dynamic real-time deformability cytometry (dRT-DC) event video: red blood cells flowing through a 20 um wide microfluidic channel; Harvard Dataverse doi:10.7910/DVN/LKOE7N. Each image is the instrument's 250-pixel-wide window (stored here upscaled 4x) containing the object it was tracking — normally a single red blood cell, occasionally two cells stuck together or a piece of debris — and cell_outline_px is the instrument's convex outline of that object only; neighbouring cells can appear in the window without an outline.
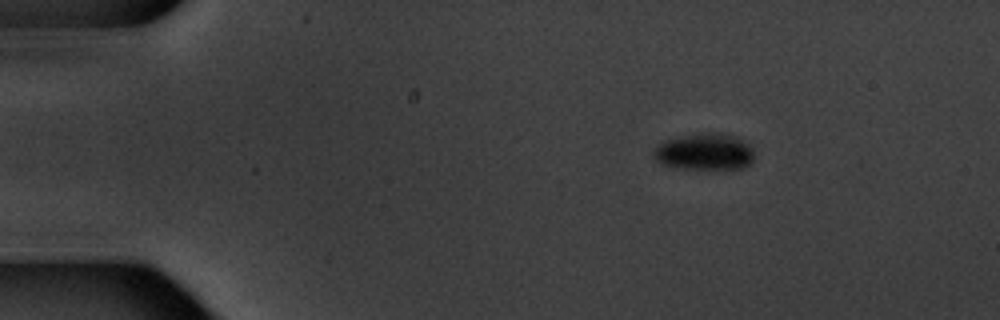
{"species": "common noctule bat (a hibernating species)", "species_latin": "Nyctalus noctula", "temperature_condition": "warm", "stored_images_in_passage": 9, "camera_frame_rate_fps": 3000, "um_per_image_px": 0.085, "animal": {"sex": "male", "body_mass_g": 20.1, "forearm_length_mm": 53.5}, "frame": {"image": 1, "passage_image": 1, "time_ms": 0.0, "image_size_px": [1000, 320], "cell_outline_px": [[752, 160], [744, 168], [672, 168], [660, 164], [652, 156], [652, 152], [664, 140], [704, 132], [720, 132], [732, 136], [748, 144], [752, 152]], "centroid_in_image_um": [59.82, 12.9], "position_along_channel_um": 25.2, "area_um2": 21.21}}
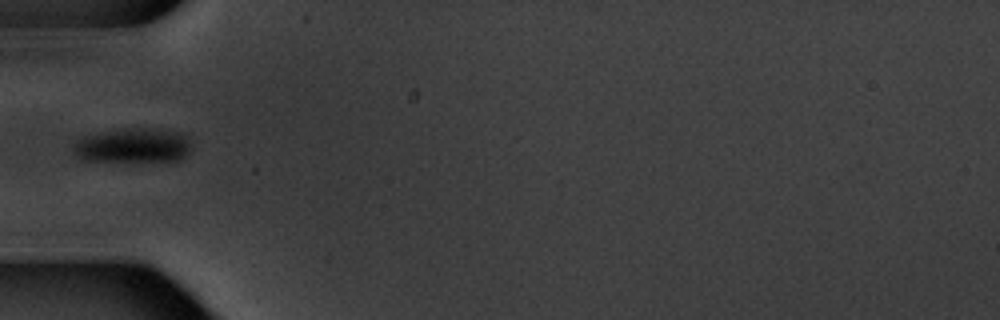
{"frame": {"image": 2, "passage_image": 4, "time_ms": 3.667, "image_size_px": [1000, 320], "cell_outline_px": [[188, 152], [180, 160], [80, 160], [72, 148], [84, 136], [100, 132], [128, 128], [152, 128], [180, 132], [188, 140]], "centroid_in_image_um": [11.29, 12.35], "position_along_channel_um": 73.7, "area_um2": 23.06}}